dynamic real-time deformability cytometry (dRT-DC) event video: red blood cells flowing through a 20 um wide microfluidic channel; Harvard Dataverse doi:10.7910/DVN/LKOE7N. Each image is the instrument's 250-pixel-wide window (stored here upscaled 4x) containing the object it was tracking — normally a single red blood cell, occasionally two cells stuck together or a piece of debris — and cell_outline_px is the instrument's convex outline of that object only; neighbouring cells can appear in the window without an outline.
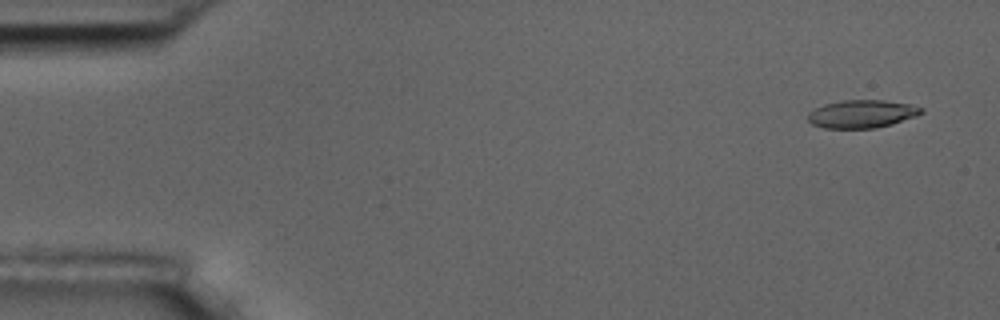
{"species": "common noctule bat (a hibernating species)", "species_latin": "Nyctalus noctula", "temperature_condition": "room temperature", "stored_images_in_passage": 6, "camera_frame_rate_fps": 3000, "um_per_image_px": 0.085, "animal": {"sex": "male", "body_mass_g": 17.5, "forearm_length_mm": 52.3}, "frame": {"image": 1, "passage_image": 1, "time_ms": 0.0, "image_size_px": [1000, 320], "cell_outline_px": [[924, 112], [916, 116], [892, 124], [876, 128], [824, 128], [812, 124], [808, 120], [808, 112], [824, 104], [840, 100], [884, 100], [908, 104], [924, 108]], "centroid_in_image_um": [73.26, 9.68], "position_along_channel_um": 11.7, "area_um2": 18.5}}
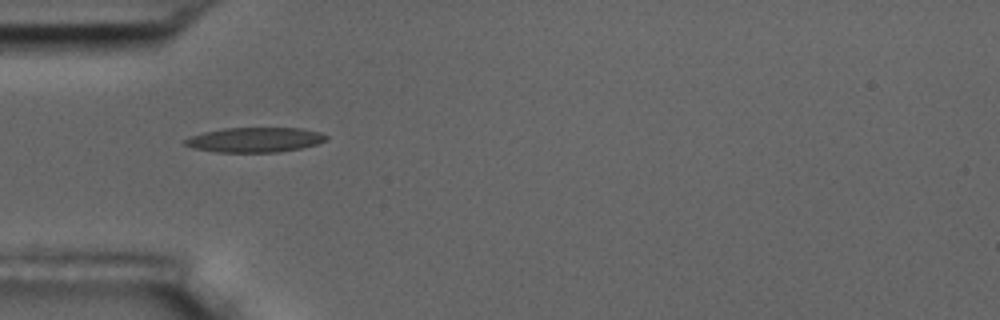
{"frame": {"image": 2, "passage_image": 5, "time_ms": 4.667, "image_size_px": [1000, 320], "cell_outline_px": [[328, 140], [316, 144], [300, 148], [280, 152], [216, 152], [196, 148], [184, 144], [184, 140], [192, 136], [204, 132], [224, 128], [300, 128], [320, 132], [328, 136]], "centroid_in_image_um": [21.71, 11.88], "position_along_channel_um": 63.3, "area_um2": 20.29}}